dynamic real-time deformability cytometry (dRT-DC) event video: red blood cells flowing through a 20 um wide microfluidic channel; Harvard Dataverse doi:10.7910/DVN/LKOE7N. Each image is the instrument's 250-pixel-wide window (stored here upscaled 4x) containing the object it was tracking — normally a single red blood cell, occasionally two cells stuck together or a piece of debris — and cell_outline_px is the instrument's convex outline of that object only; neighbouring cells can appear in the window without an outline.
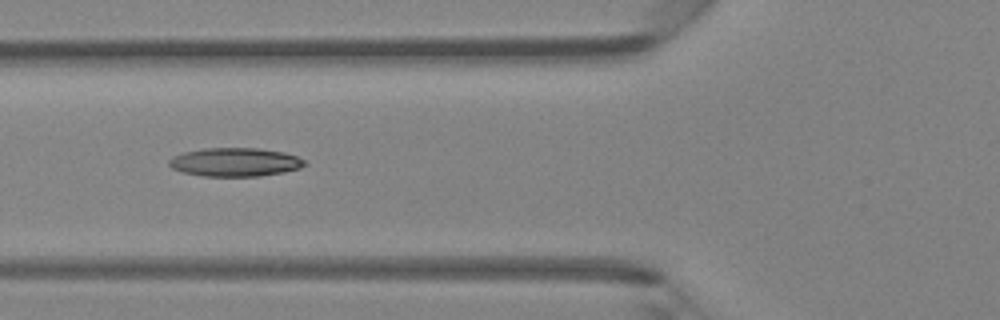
{"species": "Egyptian fruit bat (a non-hibernating species)", "species_latin": "Rousettus aegyptiacus", "temperature_condition": "room temperature", "stored_images_in_passage": 4, "camera_frame_rate_fps": 3000, "um_per_image_px": 0.085, "animal": {"sex": "female"}, "frame": {"image": 1, "passage_image": 3, "time_ms": 2.333, "image_size_px": [1000, 320], "cell_outline_px": [[308, 164], [300, 168], [284, 172], [260, 176], [204, 176], [180, 172], [172, 168], [168, 164], [168, 160], [172, 156], [184, 152], [204, 148], [256, 148], [284, 152], [296, 156], [304, 160]], "centroid_in_image_um": [19.96, 13.78], "position_along_channel_um": 105.8, "area_um2": 22.72}}
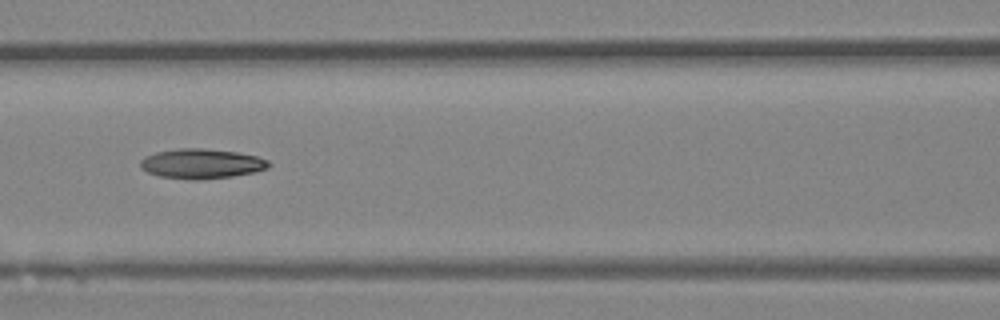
{"frame": {"image": 2, "passage_image": 4, "time_ms": 3.333, "image_size_px": [1000, 320], "cell_outline_px": [[272, 164], [268, 168], [256, 172], [232, 176], [200, 180], [196, 180], [160, 176], [148, 172], [140, 168], [140, 160], [144, 156], [156, 152], [180, 148], [204, 148], [236, 152], [256, 156], [268, 160]], "centroid_in_image_um": [17.14, 13.91], "position_along_channel_um": 149.5, "area_um2": 22.37}}